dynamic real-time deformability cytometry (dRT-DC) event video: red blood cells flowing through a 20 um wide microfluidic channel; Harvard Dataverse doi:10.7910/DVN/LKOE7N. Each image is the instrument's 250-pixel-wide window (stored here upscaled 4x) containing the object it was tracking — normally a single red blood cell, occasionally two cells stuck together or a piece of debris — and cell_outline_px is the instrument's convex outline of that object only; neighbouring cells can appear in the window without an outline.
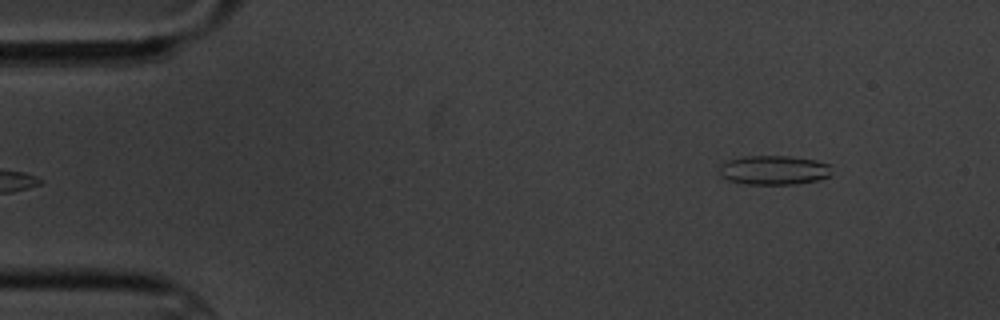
{"species": "common noctule bat (a hibernating species)", "species_latin": "Nyctalus noctula", "temperature_condition": "cold", "stored_images_in_passage": 4, "segment_of_instrument_passage": [2, 2], "camera_frame_rate_fps": 3000, "um_per_image_px": 0.085, "animal": {"sex": "male", "body_mass_g": 20.1, "forearm_length_mm": 53.5}, "frame": {"image": 1, "passage_image": 4, "time_ms": 3.333, "image_size_px": [1000, 320], "cell_outline_px": [[832, 176], [820, 180], [796, 184], [744, 184], [728, 180], [720, 176], [720, 164], [728, 160], [744, 156], [792, 156], [816, 160], [832, 164]], "centroid_in_image_um": [65.84, 14.46], "position_along_channel_um": 19.2, "area_um2": 19.59}}